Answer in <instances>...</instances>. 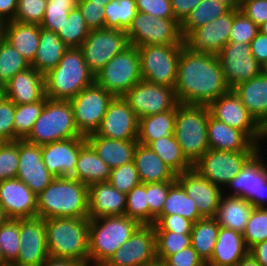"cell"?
<instances>
[{
	"mask_svg": "<svg viewBox=\"0 0 267 266\" xmlns=\"http://www.w3.org/2000/svg\"><path fill=\"white\" fill-rule=\"evenodd\" d=\"M174 90L179 104L208 106L230 88L217 55L194 53L183 46Z\"/></svg>",
	"mask_w": 267,
	"mask_h": 266,
	"instance_id": "obj_1",
	"label": "cell"
},
{
	"mask_svg": "<svg viewBox=\"0 0 267 266\" xmlns=\"http://www.w3.org/2000/svg\"><path fill=\"white\" fill-rule=\"evenodd\" d=\"M37 216L88 218V185L73 177H56L37 195Z\"/></svg>",
	"mask_w": 267,
	"mask_h": 266,
	"instance_id": "obj_2",
	"label": "cell"
},
{
	"mask_svg": "<svg viewBox=\"0 0 267 266\" xmlns=\"http://www.w3.org/2000/svg\"><path fill=\"white\" fill-rule=\"evenodd\" d=\"M95 83L79 48H68L59 64L44 75L45 96L53 100H70Z\"/></svg>",
	"mask_w": 267,
	"mask_h": 266,
	"instance_id": "obj_3",
	"label": "cell"
},
{
	"mask_svg": "<svg viewBox=\"0 0 267 266\" xmlns=\"http://www.w3.org/2000/svg\"><path fill=\"white\" fill-rule=\"evenodd\" d=\"M45 228L51 257L88 262L89 218H48Z\"/></svg>",
	"mask_w": 267,
	"mask_h": 266,
	"instance_id": "obj_4",
	"label": "cell"
},
{
	"mask_svg": "<svg viewBox=\"0 0 267 266\" xmlns=\"http://www.w3.org/2000/svg\"><path fill=\"white\" fill-rule=\"evenodd\" d=\"M139 226L126 215L89 219L88 262L106 263Z\"/></svg>",
	"mask_w": 267,
	"mask_h": 266,
	"instance_id": "obj_5",
	"label": "cell"
},
{
	"mask_svg": "<svg viewBox=\"0 0 267 266\" xmlns=\"http://www.w3.org/2000/svg\"><path fill=\"white\" fill-rule=\"evenodd\" d=\"M207 105H176L174 136L186 159L194 165L209 149Z\"/></svg>",
	"mask_w": 267,
	"mask_h": 266,
	"instance_id": "obj_6",
	"label": "cell"
},
{
	"mask_svg": "<svg viewBox=\"0 0 267 266\" xmlns=\"http://www.w3.org/2000/svg\"><path fill=\"white\" fill-rule=\"evenodd\" d=\"M82 137L69 100L47 99L41 115L24 139L39 146L69 138Z\"/></svg>",
	"mask_w": 267,
	"mask_h": 266,
	"instance_id": "obj_7",
	"label": "cell"
},
{
	"mask_svg": "<svg viewBox=\"0 0 267 266\" xmlns=\"http://www.w3.org/2000/svg\"><path fill=\"white\" fill-rule=\"evenodd\" d=\"M142 80L138 47L129 45L95 74V83L114 97H122Z\"/></svg>",
	"mask_w": 267,
	"mask_h": 266,
	"instance_id": "obj_8",
	"label": "cell"
},
{
	"mask_svg": "<svg viewBox=\"0 0 267 266\" xmlns=\"http://www.w3.org/2000/svg\"><path fill=\"white\" fill-rule=\"evenodd\" d=\"M126 34L129 44L136 47L184 45L181 24L175 18H159L140 11H137Z\"/></svg>",
	"mask_w": 267,
	"mask_h": 266,
	"instance_id": "obj_9",
	"label": "cell"
},
{
	"mask_svg": "<svg viewBox=\"0 0 267 266\" xmlns=\"http://www.w3.org/2000/svg\"><path fill=\"white\" fill-rule=\"evenodd\" d=\"M183 46L156 44L138 47L142 80L174 88Z\"/></svg>",
	"mask_w": 267,
	"mask_h": 266,
	"instance_id": "obj_10",
	"label": "cell"
},
{
	"mask_svg": "<svg viewBox=\"0 0 267 266\" xmlns=\"http://www.w3.org/2000/svg\"><path fill=\"white\" fill-rule=\"evenodd\" d=\"M113 98L107 90L94 83L69 100L77 129L82 136L96 133Z\"/></svg>",
	"mask_w": 267,
	"mask_h": 266,
	"instance_id": "obj_11",
	"label": "cell"
},
{
	"mask_svg": "<svg viewBox=\"0 0 267 266\" xmlns=\"http://www.w3.org/2000/svg\"><path fill=\"white\" fill-rule=\"evenodd\" d=\"M257 152L208 149L193 168L211 183L224 189Z\"/></svg>",
	"mask_w": 267,
	"mask_h": 266,
	"instance_id": "obj_12",
	"label": "cell"
},
{
	"mask_svg": "<svg viewBox=\"0 0 267 266\" xmlns=\"http://www.w3.org/2000/svg\"><path fill=\"white\" fill-rule=\"evenodd\" d=\"M261 154L260 149L226 186L233 188L227 196L243 198L254 208H267V164Z\"/></svg>",
	"mask_w": 267,
	"mask_h": 266,
	"instance_id": "obj_13",
	"label": "cell"
},
{
	"mask_svg": "<svg viewBox=\"0 0 267 266\" xmlns=\"http://www.w3.org/2000/svg\"><path fill=\"white\" fill-rule=\"evenodd\" d=\"M129 45L126 31L102 28L90 30L79 49L89 69L96 74Z\"/></svg>",
	"mask_w": 267,
	"mask_h": 266,
	"instance_id": "obj_14",
	"label": "cell"
},
{
	"mask_svg": "<svg viewBox=\"0 0 267 266\" xmlns=\"http://www.w3.org/2000/svg\"><path fill=\"white\" fill-rule=\"evenodd\" d=\"M138 119L172 110L177 104L173 87L141 80L123 96Z\"/></svg>",
	"mask_w": 267,
	"mask_h": 266,
	"instance_id": "obj_15",
	"label": "cell"
},
{
	"mask_svg": "<svg viewBox=\"0 0 267 266\" xmlns=\"http://www.w3.org/2000/svg\"><path fill=\"white\" fill-rule=\"evenodd\" d=\"M217 56L230 89L261 75V64L251 54L250 44L228 42Z\"/></svg>",
	"mask_w": 267,
	"mask_h": 266,
	"instance_id": "obj_16",
	"label": "cell"
},
{
	"mask_svg": "<svg viewBox=\"0 0 267 266\" xmlns=\"http://www.w3.org/2000/svg\"><path fill=\"white\" fill-rule=\"evenodd\" d=\"M208 107L213 118L245 132L256 144L260 145V124L232 89L212 101Z\"/></svg>",
	"mask_w": 267,
	"mask_h": 266,
	"instance_id": "obj_17",
	"label": "cell"
},
{
	"mask_svg": "<svg viewBox=\"0 0 267 266\" xmlns=\"http://www.w3.org/2000/svg\"><path fill=\"white\" fill-rule=\"evenodd\" d=\"M18 266H40L50 255L47 248L45 220L41 217L19 219Z\"/></svg>",
	"mask_w": 267,
	"mask_h": 266,
	"instance_id": "obj_18",
	"label": "cell"
},
{
	"mask_svg": "<svg viewBox=\"0 0 267 266\" xmlns=\"http://www.w3.org/2000/svg\"><path fill=\"white\" fill-rule=\"evenodd\" d=\"M234 22V9H229L210 23L190 32L184 39V46L194 53L218 55L228 43Z\"/></svg>",
	"mask_w": 267,
	"mask_h": 266,
	"instance_id": "obj_19",
	"label": "cell"
},
{
	"mask_svg": "<svg viewBox=\"0 0 267 266\" xmlns=\"http://www.w3.org/2000/svg\"><path fill=\"white\" fill-rule=\"evenodd\" d=\"M156 259L153 225H140L106 262L109 266H145Z\"/></svg>",
	"mask_w": 267,
	"mask_h": 266,
	"instance_id": "obj_20",
	"label": "cell"
},
{
	"mask_svg": "<svg viewBox=\"0 0 267 266\" xmlns=\"http://www.w3.org/2000/svg\"><path fill=\"white\" fill-rule=\"evenodd\" d=\"M176 181L184 188L186 194L195 201L202 218H214L224 190L211 183L195 168L177 175Z\"/></svg>",
	"mask_w": 267,
	"mask_h": 266,
	"instance_id": "obj_21",
	"label": "cell"
},
{
	"mask_svg": "<svg viewBox=\"0 0 267 266\" xmlns=\"http://www.w3.org/2000/svg\"><path fill=\"white\" fill-rule=\"evenodd\" d=\"M139 119L123 97L110 102L96 134L109 139L137 140Z\"/></svg>",
	"mask_w": 267,
	"mask_h": 266,
	"instance_id": "obj_22",
	"label": "cell"
},
{
	"mask_svg": "<svg viewBox=\"0 0 267 266\" xmlns=\"http://www.w3.org/2000/svg\"><path fill=\"white\" fill-rule=\"evenodd\" d=\"M86 136L55 141L41 146L43 162L56 177H73L81 147Z\"/></svg>",
	"mask_w": 267,
	"mask_h": 266,
	"instance_id": "obj_23",
	"label": "cell"
},
{
	"mask_svg": "<svg viewBox=\"0 0 267 266\" xmlns=\"http://www.w3.org/2000/svg\"><path fill=\"white\" fill-rule=\"evenodd\" d=\"M31 191L39 195L55 178L46 168L41 154V146L19 140V168L17 177Z\"/></svg>",
	"mask_w": 267,
	"mask_h": 266,
	"instance_id": "obj_24",
	"label": "cell"
},
{
	"mask_svg": "<svg viewBox=\"0 0 267 266\" xmlns=\"http://www.w3.org/2000/svg\"><path fill=\"white\" fill-rule=\"evenodd\" d=\"M0 206L7 218L37 216V196L18 178L0 182Z\"/></svg>",
	"mask_w": 267,
	"mask_h": 266,
	"instance_id": "obj_25",
	"label": "cell"
},
{
	"mask_svg": "<svg viewBox=\"0 0 267 266\" xmlns=\"http://www.w3.org/2000/svg\"><path fill=\"white\" fill-rule=\"evenodd\" d=\"M126 194L109 182H96L88 186V218L125 215Z\"/></svg>",
	"mask_w": 267,
	"mask_h": 266,
	"instance_id": "obj_26",
	"label": "cell"
},
{
	"mask_svg": "<svg viewBox=\"0 0 267 266\" xmlns=\"http://www.w3.org/2000/svg\"><path fill=\"white\" fill-rule=\"evenodd\" d=\"M2 91L15 104L37 102L45 96L44 75L30 66L3 85Z\"/></svg>",
	"mask_w": 267,
	"mask_h": 266,
	"instance_id": "obj_27",
	"label": "cell"
},
{
	"mask_svg": "<svg viewBox=\"0 0 267 266\" xmlns=\"http://www.w3.org/2000/svg\"><path fill=\"white\" fill-rule=\"evenodd\" d=\"M209 149L221 151H259L256 144L245 132L232 128L209 115L208 119Z\"/></svg>",
	"mask_w": 267,
	"mask_h": 266,
	"instance_id": "obj_28",
	"label": "cell"
},
{
	"mask_svg": "<svg viewBox=\"0 0 267 266\" xmlns=\"http://www.w3.org/2000/svg\"><path fill=\"white\" fill-rule=\"evenodd\" d=\"M249 253L241 232L220 227L217 242L208 266H236Z\"/></svg>",
	"mask_w": 267,
	"mask_h": 266,
	"instance_id": "obj_29",
	"label": "cell"
},
{
	"mask_svg": "<svg viewBox=\"0 0 267 266\" xmlns=\"http://www.w3.org/2000/svg\"><path fill=\"white\" fill-rule=\"evenodd\" d=\"M40 25L10 21L0 26V35L31 65L39 47Z\"/></svg>",
	"mask_w": 267,
	"mask_h": 266,
	"instance_id": "obj_30",
	"label": "cell"
},
{
	"mask_svg": "<svg viewBox=\"0 0 267 266\" xmlns=\"http://www.w3.org/2000/svg\"><path fill=\"white\" fill-rule=\"evenodd\" d=\"M87 142L110 169L133 162L137 140H116L92 133L86 136Z\"/></svg>",
	"mask_w": 267,
	"mask_h": 266,
	"instance_id": "obj_31",
	"label": "cell"
},
{
	"mask_svg": "<svg viewBox=\"0 0 267 266\" xmlns=\"http://www.w3.org/2000/svg\"><path fill=\"white\" fill-rule=\"evenodd\" d=\"M133 162L141 183L176 181L177 175L148 146L137 144Z\"/></svg>",
	"mask_w": 267,
	"mask_h": 266,
	"instance_id": "obj_32",
	"label": "cell"
},
{
	"mask_svg": "<svg viewBox=\"0 0 267 266\" xmlns=\"http://www.w3.org/2000/svg\"><path fill=\"white\" fill-rule=\"evenodd\" d=\"M232 90L261 125L267 118V77L259 75L239 83Z\"/></svg>",
	"mask_w": 267,
	"mask_h": 266,
	"instance_id": "obj_33",
	"label": "cell"
},
{
	"mask_svg": "<svg viewBox=\"0 0 267 266\" xmlns=\"http://www.w3.org/2000/svg\"><path fill=\"white\" fill-rule=\"evenodd\" d=\"M253 208L243 198L223 194L214 219L220 227L243 233Z\"/></svg>",
	"mask_w": 267,
	"mask_h": 266,
	"instance_id": "obj_34",
	"label": "cell"
},
{
	"mask_svg": "<svg viewBox=\"0 0 267 266\" xmlns=\"http://www.w3.org/2000/svg\"><path fill=\"white\" fill-rule=\"evenodd\" d=\"M111 169L86 142L79 152L73 178L91 185L96 182H108Z\"/></svg>",
	"mask_w": 267,
	"mask_h": 266,
	"instance_id": "obj_35",
	"label": "cell"
},
{
	"mask_svg": "<svg viewBox=\"0 0 267 266\" xmlns=\"http://www.w3.org/2000/svg\"><path fill=\"white\" fill-rule=\"evenodd\" d=\"M67 49L57 33L40 28L39 47L31 67L45 75L59 64Z\"/></svg>",
	"mask_w": 267,
	"mask_h": 266,
	"instance_id": "obj_36",
	"label": "cell"
},
{
	"mask_svg": "<svg viewBox=\"0 0 267 266\" xmlns=\"http://www.w3.org/2000/svg\"><path fill=\"white\" fill-rule=\"evenodd\" d=\"M175 118L176 106L172 110L140 118L137 141L147 146L160 137L174 135Z\"/></svg>",
	"mask_w": 267,
	"mask_h": 266,
	"instance_id": "obj_37",
	"label": "cell"
},
{
	"mask_svg": "<svg viewBox=\"0 0 267 266\" xmlns=\"http://www.w3.org/2000/svg\"><path fill=\"white\" fill-rule=\"evenodd\" d=\"M176 174L189 170L193 165L186 159L174 135L160 137L147 145Z\"/></svg>",
	"mask_w": 267,
	"mask_h": 266,
	"instance_id": "obj_38",
	"label": "cell"
},
{
	"mask_svg": "<svg viewBox=\"0 0 267 266\" xmlns=\"http://www.w3.org/2000/svg\"><path fill=\"white\" fill-rule=\"evenodd\" d=\"M220 226L214 218H202L193 223L191 246L206 263L212 256Z\"/></svg>",
	"mask_w": 267,
	"mask_h": 266,
	"instance_id": "obj_39",
	"label": "cell"
},
{
	"mask_svg": "<svg viewBox=\"0 0 267 266\" xmlns=\"http://www.w3.org/2000/svg\"><path fill=\"white\" fill-rule=\"evenodd\" d=\"M195 201L190 198L184 188L176 181L170 188L160 215L177 214L189 219L193 223L202 219Z\"/></svg>",
	"mask_w": 267,
	"mask_h": 266,
	"instance_id": "obj_40",
	"label": "cell"
},
{
	"mask_svg": "<svg viewBox=\"0 0 267 266\" xmlns=\"http://www.w3.org/2000/svg\"><path fill=\"white\" fill-rule=\"evenodd\" d=\"M229 9L215 0H202L181 23L183 39L195 29L210 23Z\"/></svg>",
	"mask_w": 267,
	"mask_h": 266,
	"instance_id": "obj_41",
	"label": "cell"
},
{
	"mask_svg": "<svg viewBox=\"0 0 267 266\" xmlns=\"http://www.w3.org/2000/svg\"><path fill=\"white\" fill-rule=\"evenodd\" d=\"M104 11V28L127 31L137 13L136 0H111Z\"/></svg>",
	"mask_w": 267,
	"mask_h": 266,
	"instance_id": "obj_42",
	"label": "cell"
},
{
	"mask_svg": "<svg viewBox=\"0 0 267 266\" xmlns=\"http://www.w3.org/2000/svg\"><path fill=\"white\" fill-rule=\"evenodd\" d=\"M30 66L27 60L0 35V86L3 87L17 73Z\"/></svg>",
	"mask_w": 267,
	"mask_h": 266,
	"instance_id": "obj_43",
	"label": "cell"
},
{
	"mask_svg": "<svg viewBox=\"0 0 267 266\" xmlns=\"http://www.w3.org/2000/svg\"><path fill=\"white\" fill-rule=\"evenodd\" d=\"M48 97L34 103L15 104L14 128L15 141L24 140L32 130L36 120L41 115Z\"/></svg>",
	"mask_w": 267,
	"mask_h": 266,
	"instance_id": "obj_44",
	"label": "cell"
},
{
	"mask_svg": "<svg viewBox=\"0 0 267 266\" xmlns=\"http://www.w3.org/2000/svg\"><path fill=\"white\" fill-rule=\"evenodd\" d=\"M89 32L90 29L86 26L82 11L77 6L69 12L67 20L57 35L68 48H79Z\"/></svg>",
	"mask_w": 267,
	"mask_h": 266,
	"instance_id": "obj_45",
	"label": "cell"
},
{
	"mask_svg": "<svg viewBox=\"0 0 267 266\" xmlns=\"http://www.w3.org/2000/svg\"><path fill=\"white\" fill-rule=\"evenodd\" d=\"M78 6V0H48L41 28L58 33L69 12Z\"/></svg>",
	"mask_w": 267,
	"mask_h": 266,
	"instance_id": "obj_46",
	"label": "cell"
},
{
	"mask_svg": "<svg viewBox=\"0 0 267 266\" xmlns=\"http://www.w3.org/2000/svg\"><path fill=\"white\" fill-rule=\"evenodd\" d=\"M125 215L140 225H149V205L146 184L140 183L126 194Z\"/></svg>",
	"mask_w": 267,
	"mask_h": 266,
	"instance_id": "obj_47",
	"label": "cell"
},
{
	"mask_svg": "<svg viewBox=\"0 0 267 266\" xmlns=\"http://www.w3.org/2000/svg\"><path fill=\"white\" fill-rule=\"evenodd\" d=\"M156 258L165 260L181 249L191 246V234L155 231Z\"/></svg>",
	"mask_w": 267,
	"mask_h": 266,
	"instance_id": "obj_48",
	"label": "cell"
},
{
	"mask_svg": "<svg viewBox=\"0 0 267 266\" xmlns=\"http://www.w3.org/2000/svg\"><path fill=\"white\" fill-rule=\"evenodd\" d=\"M19 219L8 218L0 225V248L7 263H14L19 255Z\"/></svg>",
	"mask_w": 267,
	"mask_h": 266,
	"instance_id": "obj_49",
	"label": "cell"
},
{
	"mask_svg": "<svg viewBox=\"0 0 267 266\" xmlns=\"http://www.w3.org/2000/svg\"><path fill=\"white\" fill-rule=\"evenodd\" d=\"M242 234L249 250L267 240V208H253Z\"/></svg>",
	"mask_w": 267,
	"mask_h": 266,
	"instance_id": "obj_50",
	"label": "cell"
},
{
	"mask_svg": "<svg viewBox=\"0 0 267 266\" xmlns=\"http://www.w3.org/2000/svg\"><path fill=\"white\" fill-rule=\"evenodd\" d=\"M19 140L0 142V182L17 177Z\"/></svg>",
	"mask_w": 267,
	"mask_h": 266,
	"instance_id": "obj_51",
	"label": "cell"
},
{
	"mask_svg": "<svg viewBox=\"0 0 267 266\" xmlns=\"http://www.w3.org/2000/svg\"><path fill=\"white\" fill-rule=\"evenodd\" d=\"M176 181L146 184L147 202L149 205V225H154L156 218L162 213L169 188Z\"/></svg>",
	"mask_w": 267,
	"mask_h": 266,
	"instance_id": "obj_52",
	"label": "cell"
},
{
	"mask_svg": "<svg viewBox=\"0 0 267 266\" xmlns=\"http://www.w3.org/2000/svg\"><path fill=\"white\" fill-rule=\"evenodd\" d=\"M259 32V27L239 8L234 9V22L230 31L228 42L250 44Z\"/></svg>",
	"mask_w": 267,
	"mask_h": 266,
	"instance_id": "obj_53",
	"label": "cell"
},
{
	"mask_svg": "<svg viewBox=\"0 0 267 266\" xmlns=\"http://www.w3.org/2000/svg\"><path fill=\"white\" fill-rule=\"evenodd\" d=\"M108 182L125 194L141 183L134 162L111 169Z\"/></svg>",
	"mask_w": 267,
	"mask_h": 266,
	"instance_id": "obj_54",
	"label": "cell"
},
{
	"mask_svg": "<svg viewBox=\"0 0 267 266\" xmlns=\"http://www.w3.org/2000/svg\"><path fill=\"white\" fill-rule=\"evenodd\" d=\"M48 0H18L14 21L40 25Z\"/></svg>",
	"mask_w": 267,
	"mask_h": 266,
	"instance_id": "obj_55",
	"label": "cell"
},
{
	"mask_svg": "<svg viewBox=\"0 0 267 266\" xmlns=\"http://www.w3.org/2000/svg\"><path fill=\"white\" fill-rule=\"evenodd\" d=\"M15 103L5 96L0 97V142L15 141Z\"/></svg>",
	"mask_w": 267,
	"mask_h": 266,
	"instance_id": "obj_56",
	"label": "cell"
},
{
	"mask_svg": "<svg viewBox=\"0 0 267 266\" xmlns=\"http://www.w3.org/2000/svg\"><path fill=\"white\" fill-rule=\"evenodd\" d=\"M193 222L181 215H159L153 225L155 231H172L181 234H191Z\"/></svg>",
	"mask_w": 267,
	"mask_h": 266,
	"instance_id": "obj_57",
	"label": "cell"
},
{
	"mask_svg": "<svg viewBox=\"0 0 267 266\" xmlns=\"http://www.w3.org/2000/svg\"><path fill=\"white\" fill-rule=\"evenodd\" d=\"M86 26L90 30L102 29L105 23V4L93 3L89 0H78Z\"/></svg>",
	"mask_w": 267,
	"mask_h": 266,
	"instance_id": "obj_58",
	"label": "cell"
},
{
	"mask_svg": "<svg viewBox=\"0 0 267 266\" xmlns=\"http://www.w3.org/2000/svg\"><path fill=\"white\" fill-rule=\"evenodd\" d=\"M137 11L159 18H175L171 0H136Z\"/></svg>",
	"mask_w": 267,
	"mask_h": 266,
	"instance_id": "obj_59",
	"label": "cell"
},
{
	"mask_svg": "<svg viewBox=\"0 0 267 266\" xmlns=\"http://www.w3.org/2000/svg\"><path fill=\"white\" fill-rule=\"evenodd\" d=\"M164 261L169 266H206L204 260L192 246L181 249L177 253L168 256Z\"/></svg>",
	"mask_w": 267,
	"mask_h": 266,
	"instance_id": "obj_60",
	"label": "cell"
},
{
	"mask_svg": "<svg viewBox=\"0 0 267 266\" xmlns=\"http://www.w3.org/2000/svg\"><path fill=\"white\" fill-rule=\"evenodd\" d=\"M239 10L258 27L267 21V0H249L239 6Z\"/></svg>",
	"mask_w": 267,
	"mask_h": 266,
	"instance_id": "obj_61",
	"label": "cell"
},
{
	"mask_svg": "<svg viewBox=\"0 0 267 266\" xmlns=\"http://www.w3.org/2000/svg\"><path fill=\"white\" fill-rule=\"evenodd\" d=\"M202 0H171L175 19L181 24Z\"/></svg>",
	"mask_w": 267,
	"mask_h": 266,
	"instance_id": "obj_62",
	"label": "cell"
},
{
	"mask_svg": "<svg viewBox=\"0 0 267 266\" xmlns=\"http://www.w3.org/2000/svg\"><path fill=\"white\" fill-rule=\"evenodd\" d=\"M251 54L262 64L267 59V36L261 32L250 42Z\"/></svg>",
	"mask_w": 267,
	"mask_h": 266,
	"instance_id": "obj_63",
	"label": "cell"
},
{
	"mask_svg": "<svg viewBox=\"0 0 267 266\" xmlns=\"http://www.w3.org/2000/svg\"><path fill=\"white\" fill-rule=\"evenodd\" d=\"M18 0H0V26L14 21Z\"/></svg>",
	"mask_w": 267,
	"mask_h": 266,
	"instance_id": "obj_64",
	"label": "cell"
},
{
	"mask_svg": "<svg viewBox=\"0 0 267 266\" xmlns=\"http://www.w3.org/2000/svg\"><path fill=\"white\" fill-rule=\"evenodd\" d=\"M249 253L261 266H267V240L257 243L249 250Z\"/></svg>",
	"mask_w": 267,
	"mask_h": 266,
	"instance_id": "obj_65",
	"label": "cell"
},
{
	"mask_svg": "<svg viewBox=\"0 0 267 266\" xmlns=\"http://www.w3.org/2000/svg\"><path fill=\"white\" fill-rule=\"evenodd\" d=\"M40 266H81V264L72 259L54 258L50 256Z\"/></svg>",
	"mask_w": 267,
	"mask_h": 266,
	"instance_id": "obj_66",
	"label": "cell"
},
{
	"mask_svg": "<svg viewBox=\"0 0 267 266\" xmlns=\"http://www.w3.org/2000/svg\"><path fill=\"white\" fill-rule=\"evenodd\" d=\"M236 266H261L251 253L246 254Z\"/></svg>",
	"mask_w": 267,
	"mask_h": 266,
	"instance_id": "obj_67",
	"label": "cell"
},
{
	"mask_svg": "<svg viewBox=\"0 0 267 266\" xmlns=\"http://www.w3.org/2000/svg\"><path fill=\"white\" fill-rule=\"evenodd\" d=\"M223 5H225L228 9L239 8L237 0H215Z\"/></svg>",
	"mask_w": 267,
	"mask_h": 266,
	"instance_id": "obj_68",
	"label": "cell"
},
{
	"mask_svg": "<svg viewBox=\"0 0 267 266\" xmlns=\"http://www.w3.org/2000/svg\"><path fill=\"white\" fill-rule=\"evenodd\" d=\"M267 138V118L265 121L260 125V141L266 140Z\"/></svg>",
	"mask_w": 267,
	"mask_h": 266,
	"instance_id": "obj_69",
	"label": "cell"
},
{
	"mask_svg": "<svg viewBox=\"0 0 267 266\" xmlns=\"http://www.w3.org/2000/svg\"><path fill=\"white\" fill-rule=\"evenodd\" d=\"M145 266H169V265L165 261L156 258L154 261Z\"/></svg>",
	"mask_w": 267,
	"mask_h": 266,
	"instance_id": "obj_70",
	"label": "cell"
},
{
	"mask_svg": "<svg viewBox=\"0 0 267 266\" xmlns=\"http://www.w3.org/2000/svg\"><path fill=\"white\" fill-rule=\"evenodd\" d=\"M261 75L267 77V59L261 64Z\"/></svg>",
	"mask_w": 267,
	"mask_h": 266,
	"instance_id": "obj_71",
	"label": "cell"
},
{
	"mask_svg": "<svg viewBox=\"0 0 267 266\" xmlns=\"http://www.w3.org/2000/svg\"><path fill=\"white\" fill-rule=\"evenodd\" d=\"M8 218L6 217L2 207L0 206V225L3 224Z\"/></svg>",
	"mask_w": 267,
	"mask_h": 266,
	"instance_id": "obj_72",
	"label": "cell"
},
{
	"mask_svg": "<svg viewBox=\"0 0 267 266\" xmlns=\"http://www.w3.org/2000/svg\"><path fill=\"white\" fill-rule=\"evenodd\" d=\"M259 32H261L267 36V21L259 26Z\"/></svg>",
	"mask_w": 267,
	"mask_h": 266,
	"instance_id": "obj_73",
	"label": "cell"
},
{
	"mask_svg": "<svg viewBox=\"0 0 267 266\" xmlns=\"http://www.w3.org/2000/svg\"><path fill=\"white\" fill-rule=\"evenodd\" d=\"M81 266H109L107 263H94L92 264V262H87L84 265Z\"/></svg>",
	"mask_w": 267,
	"mask_h": 266,
	"instance_id": "obj_74",
	"label": "cell"
},
{
	"mask_svg": "<svg viewBox=\"0 0 267 266\" xmlns=\"http://www.w3.org/2000/svg\"><path fill=\"white\" fill-rule=\"evenodd\" d=\"M5 264H8V263L5 261V258L3 256V252L0 248V266L5 265Z\"/></svg>",
	"mask_w": 267,
	"mask_h": 266,
	"instance_id": "obj_75",
	"label": "cell"
},
{
	"mask_svg": "<svg viewBox=\"0 0 267 266\" xmlns=\"http://www.w3.org/2000/svg\"><path fill=\"white\" fill-rule=\"evenodd\" d=\"M89 1H91V2H93V3H97V4H107V3H109L111 0H89Z\"/></svg>",
	"mask_w": 267,
	"mask_h": 266,
	"instance_id": "obj_76",
	"label": "cell"
},
{
	"mask_svg": "<svg viewBox=\"0 0 267 266\" xmlns=\"http://www.w3.org/2000/svg\"><path fill=\"white\" fill-rule=\"evenodd\" d=\"M246 1H249V0H237L238 6L245 3Z\"/></svg>",
	"mask_w": 267,
	"mask_h": 266,
	"instance_id": "obj_77",
	"label": "cell"
},
{
	"mask_svg": "<svg viewBox=\"0 0 267 266\" xmlns=\"http://www.w3.org/2000/svg\"><path fill=\"white\" fill-rule=\"evenodd\" d=\"M2 266H18V265H15V264H12V263H8V264L2 265Z\"/></svg>",
	"mask_w": 267,
	"mask_h": 266,
	"instance_id": "obj_78",
	"label": "cell"
},
{
	"mask_svg": "<svg viewBox=\"0 0 267 266\" xmlns=\"http://www.w3.org/2000/svg\"><path fill=\"white\" fill-rule=\"evenodd\" d=\"M3 95L2 86H0V97Z\"/></svg>",
	"mask_w": 267,
	"mask_h": 266,
	"instance_id": "obj_79",
	"label": "cell"
}]
</instances>
